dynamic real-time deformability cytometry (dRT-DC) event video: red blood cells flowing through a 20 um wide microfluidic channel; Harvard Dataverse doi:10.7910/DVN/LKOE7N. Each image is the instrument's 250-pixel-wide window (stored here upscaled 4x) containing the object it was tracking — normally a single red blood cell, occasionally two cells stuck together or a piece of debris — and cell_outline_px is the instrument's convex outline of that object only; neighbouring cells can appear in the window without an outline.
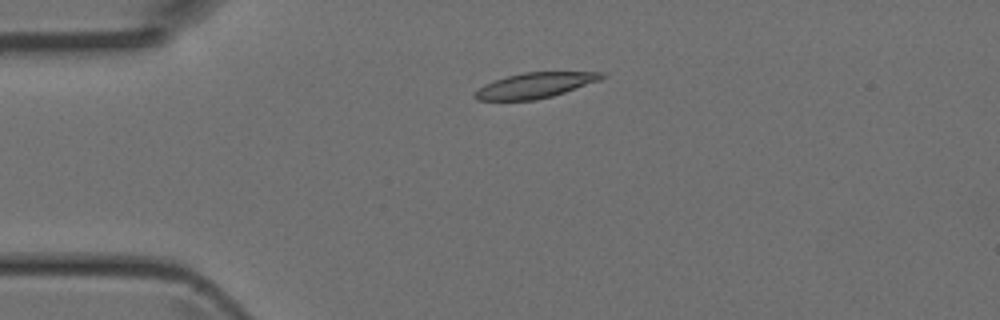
{"species": "Egyptian fruit bat (a non-hibernating species)", "species_latin": "Rousettus aegyptiacus", "temperature_condition": "room temperature", "stored_images_in_passage": 3, "camera_frame_rate_fps": 3000, "um_per_image_px": 0.085, "animal": {"sex": "female"}, "frame": {"image": 1, "passage_image": 3, "time_ms": 0.667, "image_size_px": [1000, 320], "cell_outline_px": [[608, 76], [600, 80], [552, 96], [536, 100], [476, 100], [472, 96], [484, 84], [508, 76], [524, 72], [604, 72]], "centroid_in_image_um": [45.5, 7.25], "position_along_channel_um": 39.5, "area_um2": 18.55}}